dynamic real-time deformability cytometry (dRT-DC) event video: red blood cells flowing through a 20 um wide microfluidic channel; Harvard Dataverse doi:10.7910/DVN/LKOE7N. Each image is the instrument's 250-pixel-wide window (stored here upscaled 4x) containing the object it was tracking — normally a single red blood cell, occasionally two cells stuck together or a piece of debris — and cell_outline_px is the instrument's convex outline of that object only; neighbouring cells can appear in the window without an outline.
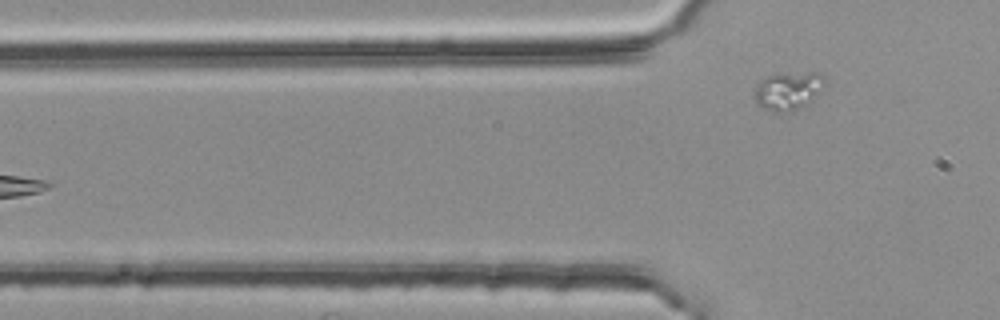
{"species": "common noctule bat (a hibernating species)", "species_latin": "Nyctalus noctula", "temperature_condition": "room temperature", "stored_images_in_passage": 4, "camera_frame_rate_fps": 3000, "um_per_image_px": 0.085, "animal": {"sex": "female", "body_mass_g": 25.1}, "frame": {"image": 1, "passage_image": 4, "time_ms": 1.0, "image_size_px": [1000, 320], "cell_outline_px": [[824, 84], [820, 92], [796, 108], [788, 112], [772, 112], [756, 104], [756, 84], [760, 80], [768, 76], [808, 72], [820, 72], [824, 76]], "centroid_in_image_um": [66.98, 7.7], "position_along_channel_um": 58.8, "area_um2": 15.03}}